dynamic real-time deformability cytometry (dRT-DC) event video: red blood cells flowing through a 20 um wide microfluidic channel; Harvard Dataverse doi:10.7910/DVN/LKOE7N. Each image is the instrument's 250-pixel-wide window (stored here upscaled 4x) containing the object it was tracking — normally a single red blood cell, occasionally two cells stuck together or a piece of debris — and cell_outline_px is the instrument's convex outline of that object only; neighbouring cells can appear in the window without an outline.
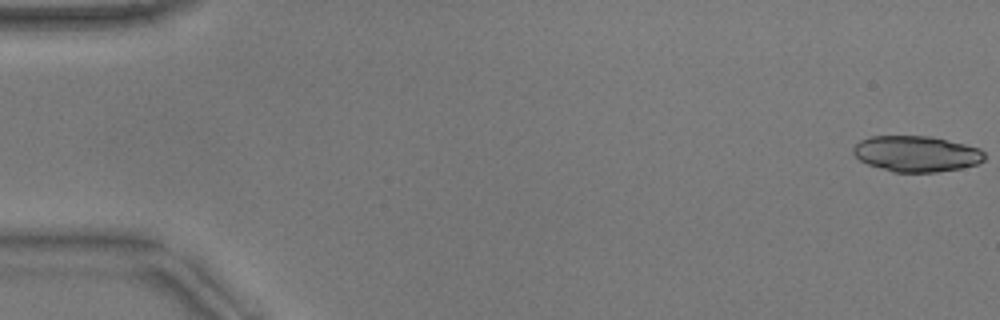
{"species": "common noctule bat (a hibernating species)", "species_latin": "Nyctalus noctula", "temperature_condition": "warm", "stored_images_in_passage": 19, "camera_frame_rate_fps": 3000, "um_per_image_px": 0.085, "animal": {"sex": "male", "body_mass_g": 17.9}, "frame": {"image": 1, "passage_image": 1, "time_ms": 0.0, "image_size_px": [1000, 320], "cell_outline_px": [[984, 160], [976, 164], [960, 168], [936, 172], [892, 172], [868, 164], [860, 160], [852, 152], [852, 148], [860, 140], [872, 136], [932, 136], [980, 148], [984, 152]], "centroid_in_image_um": [77.88, 13.07], "position_along_channel_um": 7.1, "area_um2": 27.4}}